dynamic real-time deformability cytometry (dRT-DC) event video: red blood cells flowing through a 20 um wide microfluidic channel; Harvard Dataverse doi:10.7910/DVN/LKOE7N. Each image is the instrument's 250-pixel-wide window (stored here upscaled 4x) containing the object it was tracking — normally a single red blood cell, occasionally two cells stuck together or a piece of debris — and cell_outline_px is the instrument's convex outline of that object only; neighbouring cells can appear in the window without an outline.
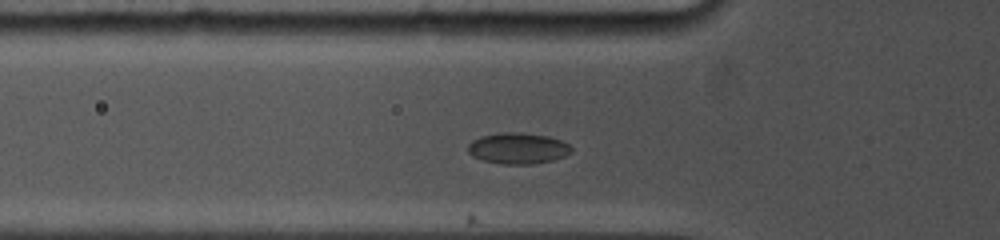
{"species": "common noctule bat (a hibernating species)", "species_latin": "Nyctalus noctula", "temperature_condition": "cold", "stored_images_in_passage": 3, "camera_frame_rate_fps": 5000, "um_per_image_px": 0.085, "animal": {"sex": "female", "body_mass_g": 19.0, "forearm_length_mm": 53.3}, "frame": {"image": 1, "passage_image": 2, "time_ms": 0.4, "image_size_px": [1000, 240], "cell_outline_px": [[572, 152], [564, 156], [552, 160], [532, 164], [500, 164], [484, 160], [472, 156], [468, 152], [468, 144], [472, 140], [480, 136], [500, 132], [516, 132], [548, 136], [560, 140], [568, 144], [572, 148]], "centroid_in_image_um": [44.0, 12.6], "position_along_channel_um": 81.8, "area_um2": 18.73}}